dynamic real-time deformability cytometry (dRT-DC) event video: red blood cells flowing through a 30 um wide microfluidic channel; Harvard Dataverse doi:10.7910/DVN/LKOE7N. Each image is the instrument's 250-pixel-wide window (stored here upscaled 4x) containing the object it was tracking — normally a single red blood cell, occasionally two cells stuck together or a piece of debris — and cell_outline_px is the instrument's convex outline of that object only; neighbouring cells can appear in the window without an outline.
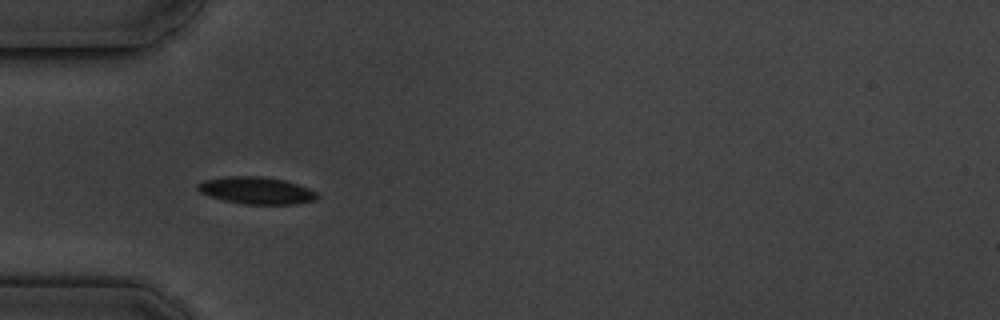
{"species": "common noctule bat (a hibernating species)", "species_latin": "Nyctalus noctula", "temperature_condition": "cold", "stored_images_in_passage": 8, "camera_frame_rate_fps": 3000, "um_per_image_px": 0.085, "animal": {"sex": "male", "body_mass_g": 19.5, "forearm_length_mm": 54.6}, "frame": {"image": 1, "passage_image": 5, "time_ms": 5.667, "image_size_px": [1000, 320], "cell_outline_px": [[320, 196], [316, 200], [296, 204], [244, 204], [224, 200], [208, 196], [200, 192], [196, 188], [196, 184], [204, 180], [224, 176], [260, 176], [284, 180], [308, 188], [316, 192]], "centroid_in_image_um": [21.77, 16.19], "position_along_channel_um": 63.2, "area_um2": 18.96}}